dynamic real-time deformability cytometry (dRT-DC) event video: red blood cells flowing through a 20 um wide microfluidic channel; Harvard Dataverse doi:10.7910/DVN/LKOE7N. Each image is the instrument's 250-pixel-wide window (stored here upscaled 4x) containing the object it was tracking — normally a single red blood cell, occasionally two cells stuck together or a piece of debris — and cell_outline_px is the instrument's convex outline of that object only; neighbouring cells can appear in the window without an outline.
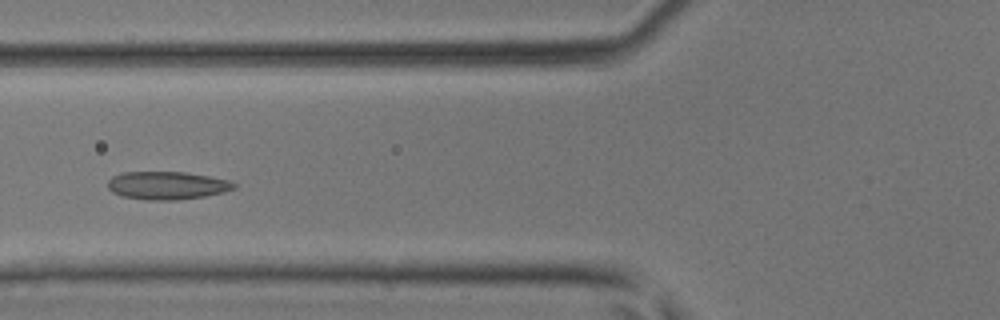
{"species": "common noctule bat (a hibernating species)", "species_latin": "Nyctalus noctula", "temperature_condition": "room temperature", "stored_images_in_passage": 43, "camera_frame_rate_fps": 3000, "um_per_image_px": 0.085, "animal": {"sex": "male", "body_mass_g": 17.9, "forearm_length_mm": 54.2}, "frame": {"image": 1, "passage_image": 15, "time_ms": 4.667, "image_size_px": [1000, 320], "cell_outline_px": [[236, 188], [224, 192], [204, 196], [176, 200], [148, 200], [120, 196], [112, 192], [108, 188], [108, 180], [112, 176], [120, 172], [184, 172], [208, 176], [228, 180], [236, 184]], "centroid_in_image_um": [14.17, 15.76], "position_along_channel_um": 111.6, "area_um2": 20.63}}
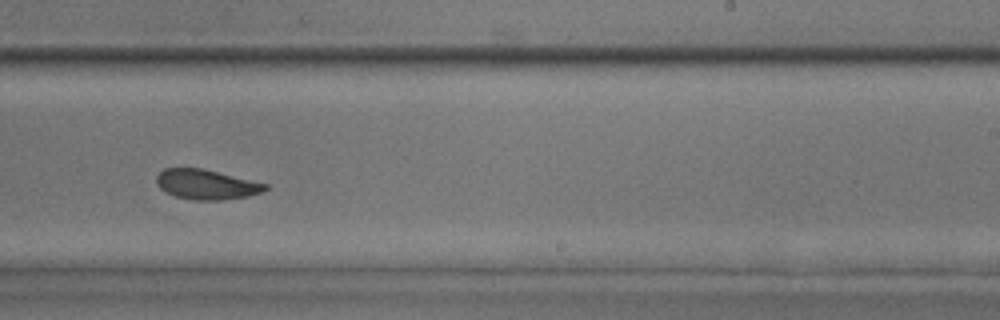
{"frame": {"image": 2, "passage_image": 26, "time_ms": 8.333, "image_size_px": [1000, 320], "cell_outline_px": [[268, 188], [260, 192], [248, 196], [220, 200], [196, 200], [176, 196], [160, 188], [156, 184], [156, 176], [164, 168], [200, 168], [268, 184]], "centroid_in_image_um": [17.52, 15.67], "position_along_channel_um": 271.5, "area_um2": 18.61}}
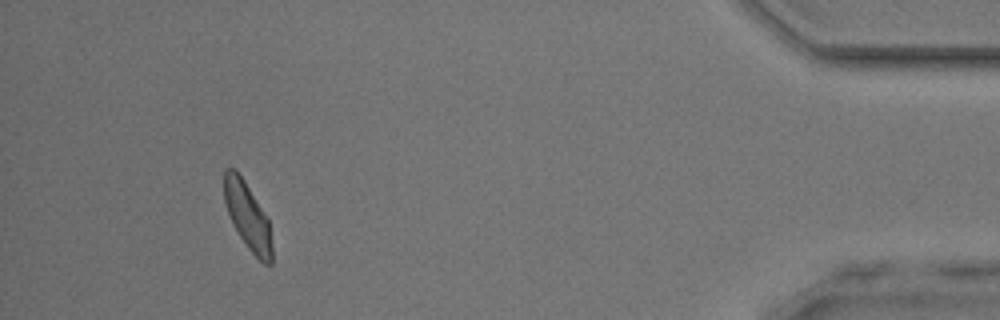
{"frame": {"image": 3, "passage_image": 40, "time_ms": 13.0, "image_size_px": [1000, 320], "cell_outline_px": [[272, 264], [264, 264], [248, 248], [232, 224], [224, 200], [224, 172], [228, 168], [236, 168], [244, 180], [268, 220], [272, 244]], "centroid_in_image_um": [21.03, 18.37], "position_along_channel_um": 414.2, "area_um2": 18.32}}